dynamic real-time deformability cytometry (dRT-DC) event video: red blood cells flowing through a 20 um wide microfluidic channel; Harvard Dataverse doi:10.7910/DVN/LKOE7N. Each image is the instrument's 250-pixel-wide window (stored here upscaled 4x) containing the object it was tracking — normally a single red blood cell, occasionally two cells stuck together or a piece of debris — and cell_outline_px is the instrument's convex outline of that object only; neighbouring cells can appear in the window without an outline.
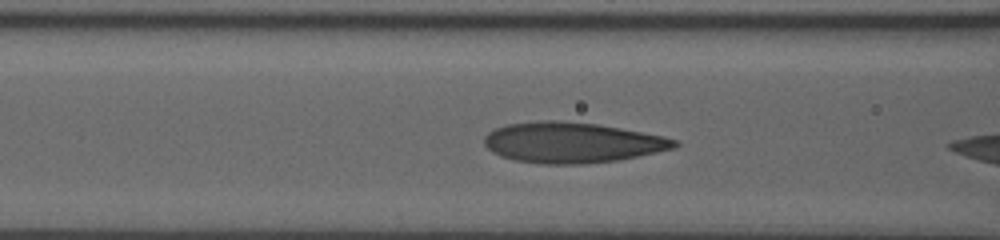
{"species": "human", "species_latin": "Homo sapiens", "temperature_condition": "room temperature", "stored_images_in_passage": 18, "camera_frame_rate_fps": 3000, "um_per_image_px": 0.085, "donor": {"sex": "male"}, "frame": {"image": 1, "passage_image": 6, "time_ms": 1.0, "image_size_px": [1000, 240], "cell_outline_px": [[680, 144], [672, 148], [656, 152], [616, 160], [580, 164], [544, 164], [512, 160], [492, 152], [484, 144], [484, 136], [488, 132], [496, 128], [508, 124], [540, 120], [560, 120], [596, 124], [620, 128], [664, 136], [676, 140]], "centroid_in_image_um": [48.58, 12.11], "position_along_channel_um": 118.0, "area_um2": 44.74}}
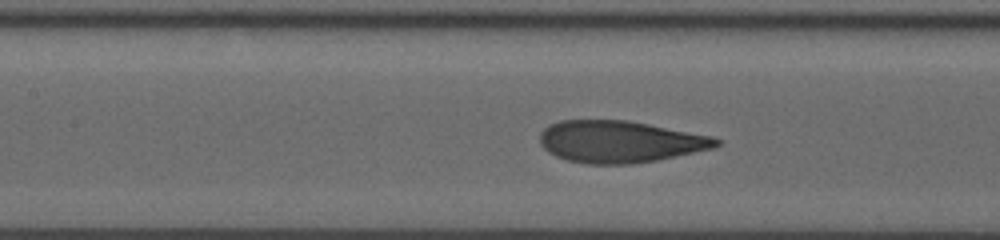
{"frame": {"image": 2, "passage_image": 12, "time_ms": 2.0, "image_size_px": [1000, 240], "cell_outline_px": [[720, 144], [712, 148], [656, 160], [632, 164], [584, 164], [568, 160], [556, 156], [548, 152], [540, 144], [540, 132], [544, 128], [560, 120], [628, 120], [708, 136], [720, 140]], "centroid_in_image_um": [52.61, 12.04], "position_along_channel_um": 154.8, "area_um2": 42.6}}